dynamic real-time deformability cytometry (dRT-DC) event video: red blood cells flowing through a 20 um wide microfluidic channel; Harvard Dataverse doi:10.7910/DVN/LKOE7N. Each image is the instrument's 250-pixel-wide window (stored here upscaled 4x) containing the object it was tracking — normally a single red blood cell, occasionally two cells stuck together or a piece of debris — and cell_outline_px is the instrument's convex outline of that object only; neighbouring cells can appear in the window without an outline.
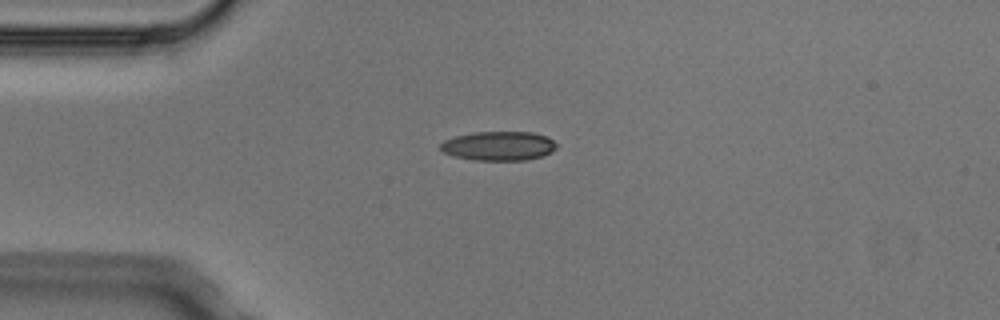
{"species": "Egyptian fruit bat (a non-hibernating species)", "species_latin": "Rousettus aegyptiacus", "temperature_condition": "cold", "stored_images_in_passage": 2, "camera_frame_rate_fps": 3000, "um_per_image_px": 0.085, "animal": {"sex": "male"}, "frame": {"image": 1, "passage_image": 1, "time_ms": 0.0, "image_size_px": [1000, 320], "cell_outline_px": [[556, 148], [552, 152], [540, 156], [524, 160], [476, 160], [452, 156], [444, 152], [440, 148], [440, 144], [444, 140], [456, 136], [476, 132], [532, 132], [548, 136], [556, 144]], "centroid_in_image_um": [42.39, 12.4], "position_along_channel_um": 42.6, "area_um2": 19.65}}
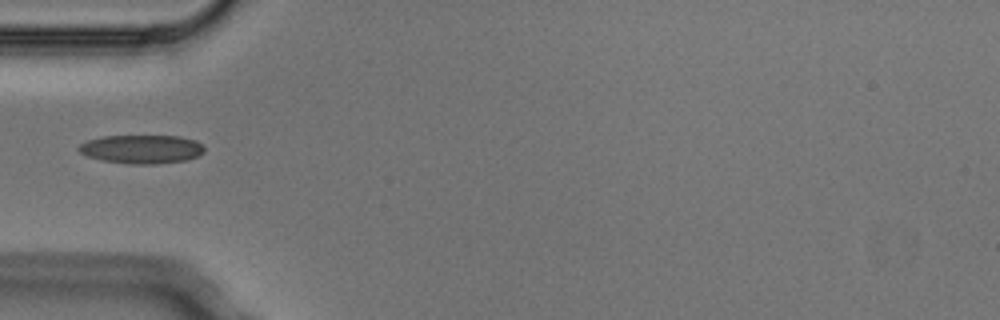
{"frame": {"image": 2, "passage_image": 2, "time_ms": 0.333, "image_size_px": [1000, 320], "cell_outline_px": [[204, 152], [188, 160], [156, 164], [128, 164], [100, 160], [88, 156], [80, 152], [76, 148], [80, 144], [88, 140], [104, 136], [176, 136], [196, 140], [204, 148]], "centroid_in_image_um": [12.02, 12.68], "position_along_channel_um": 73.0, "area_um2": 20.98}}